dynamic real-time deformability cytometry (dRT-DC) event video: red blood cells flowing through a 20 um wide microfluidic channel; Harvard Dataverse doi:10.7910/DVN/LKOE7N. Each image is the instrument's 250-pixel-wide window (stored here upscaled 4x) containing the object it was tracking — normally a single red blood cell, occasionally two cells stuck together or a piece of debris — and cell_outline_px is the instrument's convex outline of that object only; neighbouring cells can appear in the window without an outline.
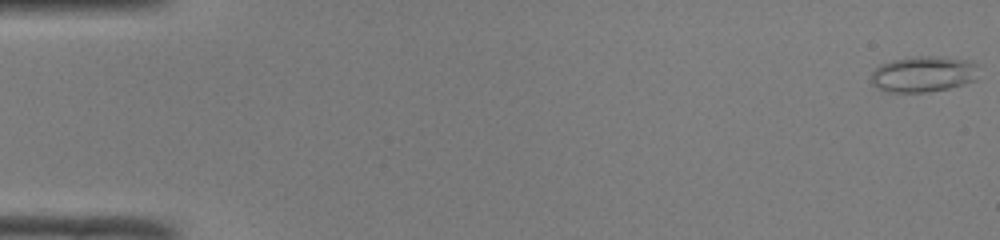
{"species": "common noctule bat (a hibernating species)", "species_latin": "Nyctalus noctula", "temperature_condition": "room temperature", "stored_images_in_passage": 50, "camera_frame_rate_fps": 3000, "um_per_image_px": 0.085, "animal": {"sex": "male", "body_mass_g": 19.0, "forearm_length_mm": 50.8}, "frame": {"image": 1, "passage_image": 1, "time_ms": 0.0, "image_size_px": [1000, 240], "cell_outline_px": [[976, 80], [964, 84], [948, 88], [928, 92], [888, 92], [876, 88], [872, 84], [872, 72], [880, 64], [892, 60], [916, 56], [940, 56], [968, 60], [976, 64]], "centroid_in_image_um": [78.46, 6.3], "position_along_channel_um": 6.5, "area_um2": 22.54}}
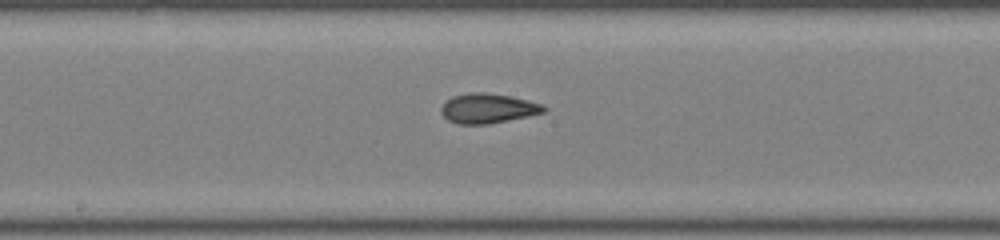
{"frame": {"image": 2, "passage_image": 27, "time_ms": 8.667, "image_size_px": [1000, 240], "cell_outline_px": [[548, 108], [544, 112], [528, 116], [488, 124], [460, 124], [448, 120], [440, 112], [440, 108], [452, 96], [468, 92], [484, 92], [508, 96], [528, 100], [544, 104]], "centroid_in_image_um": [41.48, 9.21], "position_along_channel_um": 206.7, "area_um2": 17.74}}
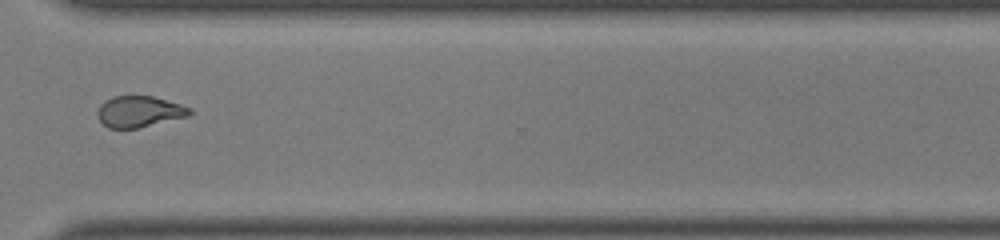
{"frame": {"image": 3, "passage_image": 38, "time_ms": 12.333, "image_size_px": [1000, 240], "cell_outline_px": [[192, 112], [188, 116], [140, 128], [108, 128], [100, 120], [96, 112], [100, 104], [104, 100], [112, 96], [152, 96], [180, 104], [192, 108]], "centroid_in_image_um": [11.83, 9.48], "position_along_channel_um": 358.8, "area_um2": 16.82}, "authors_computed_cell_mechanics": {"area_um2": 17.8602, "velocity_mm_per_s": 4.1316, "shape_relaxation_time_tau1_ms": 6.9717, "shape_relaxation_time_tau2_ms": 1.8522, "deformation_change_tau1": 0.1918, "deformation_change_tau2": 0.0739}}